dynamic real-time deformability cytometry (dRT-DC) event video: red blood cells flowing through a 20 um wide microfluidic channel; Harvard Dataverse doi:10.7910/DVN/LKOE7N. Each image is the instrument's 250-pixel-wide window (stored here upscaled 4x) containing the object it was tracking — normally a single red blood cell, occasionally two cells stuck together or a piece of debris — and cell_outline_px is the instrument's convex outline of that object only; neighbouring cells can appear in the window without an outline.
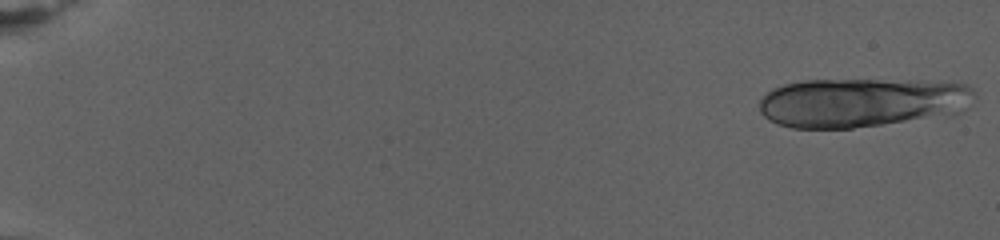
{"species": "human", "species_latin": "Homo sapiens", "temperature_condition": "warm", "stored_images_in_passage": 30, "camera_frame_rate_fps": 3000, "um_per_image_px": 0.085, "donor": {"sex": "female"}, "frame": {"image": 1, "passage_image": 1, "time_ms": 0.0, "image_size_px": [1000, 240], "cell_outline_px": [[976, 96], [968, 108], [952, 116], [852, 128], [792, 128], [776, 124], [768, 120], [760, 112], [760, 100], [772, 88], [784, 84], [804, 80], [920, 80], [964, 84], [972, 88], [976, 92]], "centroid_in_image_um": [73.31, 8.71], "position_along_channel_um": 11.7, "area_um2": 62.66}}